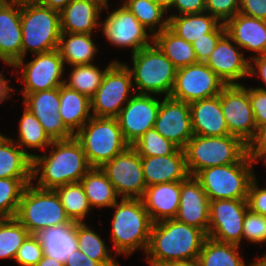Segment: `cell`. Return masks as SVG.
<instances>
[{
    "instance_id": "11a10c76",
    "label": "cell",
    "mask_w": 266,
    "mask_h": 266,
    "mask_svg": "<svg viewBox=\"0 0 266 266\" xmlns=\"http://www.w3.org/2000/svg\"><path fill=\"white\" fill-rule=\"evenodd\" d=\"M64 266H102L98 261L82 253L79 248L73 251L65 260Z\"/></svg>"
},
{
    "instance_id": "94428289",
    "label": "cell",
    "mask_w": 266,
    "mask_h": 266,
    "mask_svg": "<svg viewBox=\"0 0 266 266\" xmlns=\"http://www.w3.org/2000/svg\"><path fill=\"white\" fill-rule=\"evenodd\" d=\"M157 4L162 6L167 12L173 6L174 0H154Z\"/></svg>"
},
{
    "instance_id": "52a82bcc",
    "label": "cell",
    "mask_w": 266,
    "mask_h": 266,
    "mask_svg": "<svg viewBox=\"0 0 266 266\" xmlns=\"http://www.w3.org/2000/svg\"><path fill=\"white\" fill-rule=\"evenodd\" d=\"M190 176L205 168L239 162L247 154V145L238 137L193 135L184 148Z\"/></svg>"
},
{
    "instance_id": "ab89813d",
    "label": "cell",
    "mask_w": 266,
    "mask_h": 266,
    "mask_svg": "<svg viewBox=\"0 0 266 266\" xmlns=\"http://www.w3.org/2000/svg\"><path fill=\"white\" fill-rule=\"evenodd\" d=\"M66 215L76 223L84 222L91 207L80 182L68 183L55 189Z\"/></svg>"
},
{
    "instance_id": "5b68a950",
    "label": "cell",
    "mask_w": 266,
    "mask_h": 266,
    "mask_svg": "<svg viewBox=\"0 0 266 266\" xmlns=\"http://www.w3.org/2000/svg\"><path fill=\"white\" fill-rule=\"evenodd\" d=\"M133 68L129 66L137 94H165L170 97L177 68L153 42L132 54Z\"/></svg>"
},
{
    "instance_id": "91938a15",
    "label": "cell",
    "mask_w": 266,
    "mask_h": 266,
    "mask_svg": "<svg viewBox=\"0 0 266 266\" xmlns=\"http://www.w3.org/2000/svg\"><path fill=\"white\" fill-rule=\"evenodd\" d=\"M161 266H202L198 259L167 263Z\"/></svg>"
},
{
    "instance_id": "836d02e7",
    "label": "cell",
    "mask_w": 266,
    "mask_h": 266,
    "mask_svg": "<svg viewBox=\"0 0 266 266\" xmlns=\"http://www.w3.org/2000/svg\"><path fill=\"white\" fill-rule=\"evenodd\" d=\"M153 42L177 69L198 63L192 43L178 37L169 28L156 33Z\"/></svg>"
},
{
    "instance_id": "603a6c76",
    "label": "cell",
    "mask_w": 266,
    "mask_h": 266,
    "mask_svg": "<svg viewBox=\"0 0 266 266\" xmlns=\"http://www.w3.org/2000/svg\"><path fill=\"white\" fill-rule=\"evenodd\" d=\"M227 35L240 47L261 56L266 54V21L237 13L225 23Z\"/></svg>"
},
{
    "instance_id": "9f6ffc18",
    "label": "cell",
    "mask_w": 266,
    "mask_h": 266,
    "mask_svg": "<svg viewBox=\"0 0 266 266\" xmlns=\"http://www.w3.org/2000/svg\"><path fill=\"white\" fill-rule=\"evenodd\" d=\"M40 4L61 12L72 0H37Z\"/></svg>"
},
{
    "instance_id": "4fadbf2b",
    "label": "cell",
    "mask_w": 266,
    "mask_h": 266,
    "mask_svg": "<svg viewBox=\"0 0 266 266\" xmlns=\"http://www.w3.org/2000/svg\"><path fill=\"white\" fill-rule=\"evenodd\" d=\"M34 59L24 63V58L18 60L12 67L21 69L22 94L50 90L64 84L65 64L59 51L34 54Z\"/></svg>"
},
{
    "instance_id": "db71d44e",
    "label": "cell",
    "mask_w": 266,
    "mask_h": 266,
    "mask_svg": "<svg viewBox=\"0 0 266 266\" xmlns=\"http://www.w3.org/2000/svg\"><path fill=\"white\" fill-rule=\"evenodd\" d=\"M250 70H249V76H257L258 78L260 77L262 79V81L265 83L266 85V54L261 55V56H255L253 58H250ZM254 63L255 66H253ZM257 68V70H256ZM256 88H259L261 90L266 91V87H262V86H257Z\"/></svg>"
},
{
    "instance_id": "8fae6325",
    "label": "cell",
    "mask_w": 266,
    "mask_h": 266,
    "mask_svg": "<svg viewBox=\"0 0 266 266\" xmlns=\"http://www.w3.org/2000/svg\"><path fill=\"white\" fill-rule=\"evenodd\" d=\"M101 169L120 198L141 199L146 189L141 156L133 146L106 162Z\"/></svg>"
},
{
    "instance_id": "e0dca14e",
    "label": "cell",
    "mask_w": 266,
    "mask_h": 266,
    "mask_svg": "<svg viewBox=\"0 0 266 266\" xmlns=\"http://www.w3.org/2000/svg\"><path fill=\"white\" fill-rule=\"evenodd\" d=\"M160 106L159 98L133 94L116 117L125 141L132 146L144 133L154 128Z\"/></svg>"
},
{
    "instance_id": "e7e4bbea",
    "label": "cell",
    "mask_w": 266,
    "mask_h": 266,
    "mask_svg": "<svg viewBox=\"0 0 266 266\" xmlns=\"http://www.w3.org/2000/svg\"><path fill=\"white\" fill-rule=\"evenodd\" d=\"M8 2H19V3H23V2H29V1H34V0H7Z\"/></svg>"
},
{
    "instance_id": "484cf974",
    "label": "cell",
    "mask_w": 266,
    "mask_h": 266,
    "mask_svg": "<svg viewBox=\"0 0 266 266\" xmlns=\"http://www.w3.org/2000/svg\"><path fill=\"white\" fill-rule=\"evenodd\" d=\"M141 200L153 223L174 219L180 204V181L148 186Z\"/></svg>"
},
{
    "instance_id": "8d00e7d4",
    "label": "cell",
    "mask_w": 266,
    "mask_h": 266,
    "mask_svg": "<svg viewBox=\"0 0 266 266\" xmlns=\"http://www.w3.org/2000/svg\"><path fill=\"white\" fill-rule=\"evenodd\" d=\"M76 235L79 250L92 260L98 261L102 266H119L114 255L105 242L91 227L84 222L76 223Z\"/></svg>"
},
{
    "instance_id": "d4e9b609",
    "label": "cell",
    "mask_w": 266,
    "mask_h": 266,
    "mask_svg": "<svg viewBox=\"0 0 266 266\" xmlns=\"http://www.w3.org/2000/svg\"><path fill=\"white\" fill-rule=\"evenodd\" d=\"M192 130L194 135L220 137L230 135L221 108L220 94L190 103Z\"/></svg>"
},
{
    "instance_id": "4dcf8cb0",
    "label": "cell",
    "mask_w": 266,
    "mask_h": 266,
    "mask_svg": "<svg viewBox=\"0 0 266 266\" xmlns=\"http://www.w3.org/2000/svg\"><path fill=\"white\" fill-rule=\"evenodd\" d=\"M92 34L62 32L57 50L64 64L70 66L90 65L98 52Z\"/></svg>"
},
{
    "instance_id": "ee69618b",
    "label": "cell",
    "mask_w": 266,
    "mask_h": 266,
    "mask_svg": "<svg viewBox=\"0 0 266 266\" xmlns=\"http://www.w3.org/2000/svg\"><path fill=\"white\" fill-rule=\"evenodd\" d=\"M243 238L257 244L266 242V216H262L248 209L244 217Z\"/></svg>"
},
{
    "instance_id": "7dc6e473",
    "label": "cell",
    "mask_w": 266,
    "mask_h": 266,
    "mask_svg": "<svg viewBox=\"0 0 266 266\" xmlns=\"http://www.w3.org/2000/svg\"><path fill=\"white\" fill-rule=\"evenodd\" d=\"M205 12L225 23L239 13V0H205Z\"/></svg>"
},
{
    "instance_id": "f6af8a7d",
    "label": "cell",
    "mask_w": 266,
    "mask_h": 266,
    "mask_svg": "<svg viewBox=\"0 0 266 266\" xmlns=\"http://www.w3.org/2000/svg\"><path fill=\"white\" fill-rule=\"evenodd\" d=\"M43 256L42 245L34 235H29L18 249L14 260L20 266H36Z\"/></svg>"
},
{
    "instance_id": "681fc988",
    "label": "cell",
    "mask_w": 266,
    "mask_h": 266,
    "mask_svg": "<svg viewBox=\"0 0 266 266\" xmlns=\"http://www.w3.org/2000/svg\"><path fill=\"white\" fill-rule=\"evenodd\" d=\"M249 100L256 126L259 127L266 124V91L256 87H250Z\"/></svg>"
},
{
    "instance_id": "f1b7e54d",
    "label": "cell",
    "mask_w": 266,
    "mask_h": 266,
    "mask_svg": "<svg viewBox=\"0 0 266 266\" xmlns=\"http://www.w3.org/2000/svg\"><path fill=\"white\" fill-rule=\"evenodd\" d=\"M59 98L60 117L64 126L75 135L92 117L90 99L64 84L59 87Z\"/></svg>"
},
{
    "instance_id": "d6a6232c",
    "label": "cell",
    "mask_w": 266,
    "mask_h": 266,
    "mask_svg": "<svg viewBox=\"0 0 266 266\" xmlns=\"http://www.w3.org/2000/svg\"><path fill=\"white\" fill-rule=\"evenodd\" d=\"M90 207H112L119 196L108 180L105 172L99 167H92L80 180Z\"/></svg>"
},
{
    "instance_id": "03108f58",
    "label": "cell",
    "mask_w": 266,
    "mask_h": 266,
    "mask_svg": "<svg viewBox=\"0 0 266 266\" xmlns=\"http://www.w3.org/2000/svg\"><path fill=\"white\" fill-rule=\"evenodd\" d=\"M7 2V0H0V8L3 7Z\"/></svg>"
},
{
    "instance_id": "6f0895ef",
    "label": "cell",
    "mask_w": 266,
    "mask_h": 266,
    "mask_svg": "<svg viewBox=\"0 0 266 266\" xmlns=\"http://www.w3.org/2000/svg\"><path fill=\"white\" fill-rule=\"evenodd\" d=\"M11 91H14V89L8 85V80L0 71V103H3V101L9 99Z\"/></svg>"
},
{
    "instance_id": "f907efd6",
    "label": "cell",
    "mask_w": 266,
    "mask_h": 266,
    "mask_svg": "<svg viewBox=\"0 0 266 266\" xmlns=\"http://www.w3.org/2000/svg\"><path fill=\"white\" fill-rule=\"evenodd\" d=\"M255 177L249 186L247 203L248 208L255 213L266 216V188H258Z\"/></svg>"
},
{
    "instance_id": "816d5d0a",
    "label": "cell",
    "mask_w": 266,
    "mask_h": 266,
    "mask_svg": "<svg viewBox=\"0 0 266 266\" xmlns=\"http://www.w3.org/2000/svg\"><path fill=\"white\" fill-rule=\"evenodd\" d=\"M239 13L266 21V0H239Z\"/></svg>"
},
{
    "instance_id": "8992f818",
    "label": "cell",
    "mask_w": 266,
    "mask_h": 266,
    "mask_svg": "<svg viewBox=\"0 0 266 266\" xmlns=\"http://www.w3.org/2000/svg\"><path fill=\"white\" fill-rule=\"evenodd\" d=\"M74 137L81 143L91 167L101 168L130 146L122 135L117 118L92 116Z\"/></svg>"
},
{
    "instance_id": "680465c9",
    "label": "cell",
    "mask_w": 266,
    "mask_h": 266,
    "mask_svg": "<svg viewBox=\"0 0 266 266\" xmlns=\"http://www.w3.org/2000/svg\"><path fill=\"white\" fill-rule=\"evenodd\" d=\"M36 266H64V263L58 261L57 259L44 255Z\"/></svg>"
},
{
    "instance_id": "d590c367",
    "label": "cell",
    "mask_w": 266,
    "mask_h": 266,
    "mask_svg": "<svg viewBox=\"0 0 266 266\" xmlns=\"http://www.w3.org/2000/svg\"><path fill=\"white\" fill-rule=\"evenodd\" d=\"M19 136L15 143L31 158L33 159L37 154L28 152V148H41L42 151L49 147L53 140L44 131L41 123L37 117L24 107L23 115L19 121Z\"/></svg>"
},
{
    "instance_id": "cb8c5ba5",
    "label": "cell",
    "mask_w": 266,
    "mask_h": 266,
    "mask_svg": "<svg viewBox=\"0 0 266 266\" xmlns=\"http://www.w3.org/2000/svg\"><path fill=\"white\" fill-rule=\"evenodd\" d=\"M0 57L9 67L22 59V27L19 2H7L0 8Z\"/></svg>"
},
{
    "instance_id": "5bb4252c",
    "label": "cell",
    "mask_w": 266,
    "mask_h": 266,
    "mask_svg": "<svg viewBox=\"0 0 266 266\" xmlns=\"http://www.w3.org/2000/svg\"><path fill=\"white\" fill-rule=\"evenodd\" d=\"M223 115L230 135L246 145L256 132V123L249 100V87L243 84L225 85L220 92Z\"/></svg>"
},
{
    "instance_id": "f5cc1de1",
    "label": "cell",
    "mask_w": 266,
    "mask_h": 266,
    "mask_svg": "<svg viewBox=\"0 0 266 266\" xmlns=\"http://www.w3.org/2000/svg\"><path fill=\"white\" fill-rule=\"evenodd\" d=\"M172 8L180 15L199 14L205 12V0H174Z\"/></svg>"
},
{
    "instance_id": "b9f144b4",
    "label": "cell",
    "mask_w": 266,
    "mask_h": 266,
    "mask_svg": "<svg viewBox=\"0 0 266 266\" xmlns=\"http://www.w3.org/2000/svg\"><path fill=\"white\" fill-rule=\"evenodd\" d=\"M32 178H0V219L16 216L19 202Z\"/></svg>"
},
{
    "instance_id": "4316f807",
    "label": "cell",
    "mask_w": 266,
    "mask_h": 266,
    "mask_svg": "<svg viewBox=\"0 0 266 266\" xmlns=\"http://www.w3.org/2000/svg\"><path fill=\"white\" fill-rule=\"evenodd\" d=\"M103 9L91 0H72L60 12L61 31L93 34V29L101 27L98 20Z\"/></svg>"
},
{
    "instance_id": "003e7915",
    "label": "cell",
    "mask_w": 266,
    "mask_h": 266,
    "mask_svg": "<svg viewBox=\"0 0 266 266\" xmlns=\"http://www.w3.org/2000/svg\"><path fill=\"white\" fill-rule=\"evenodd\" d=\"M264 163L266 164V155L262 158Z\"/></svg>"
},
{
    "instance_id": "44dd1931",
    "label": "cell",
    "mask_w": 266,
    "mask_h": 266,
    "mask_svg": "<svg viewBox=\"0 0 266 266\" xmlns=\"http://www.w3.org/2000/svg\"><path fill=\"white\" fill-rule=\"evenodd\" d=\"M209 208L210 200L194 176L180 181V204L175 217L177 221L201 229L207 235Z\"/></svg>"
},
{
    "instance_id": "c3c4849f",
    "label": "cell",
    "mask_w": 266,
    "mask_h": 266,
    "mask_svg": "<svg viewBox=\"0 0 266 266\" xmlns=\"http://www.w3.org/2000/svg\"><path fill=\"white\" fill-rule=\"evenodd\" d=\"M266 155V124L256 128L253 138L247 143V156L254 162Z\"/></svg>"
},
{
    "instance_id": "277c9868",
    "label": "cell",
    "mask_w": 266,
    "mask_h": 266,
    "mask_svg": "<svg viewBox=\"0 0 266 266\" xmlns=\"http://www.w3.org/2000/svg\"><path fill=\"white\" fill-rule=\"evenodd\" d=\"M22 58L29 51L46 53L58 48L61 36L60 12L37 0L20 3Z\"/></svg>"
},
{
    "instance_id": "6125c7cd",
    "label": "cell",
    "mask_w": 266,
    "mask_h": 266,
    "mask_svg": "<svg viewBox=\"0 0 266 266\" xmlns=\"http://www.w3.org/2000/svg\"><path fill=\"white\" fill-rule=\"evenodd\" d=\"M252 266H266V254H264L262 257H258L256 261L251 262Z\"/></svg>"
},
{
    "instance_id": "2e32d148",
    "label": "cell",
    "mask_w": 266,
    "mask_h": 266,
    "mask_svg": "<svg viewBox=\"0 0 266 266\" xmlns=\"http://www.w3.org/2000/svg\"><path fill=\"white\" fill-rule=\"evenodd\" d=\"M101 22L102 32L113 46L132 48V54L153 43L154 36L123 4ZM151 43H150V40Z\"/></svg>"
},
{
    "instance_id": "83f0119b",
    "label": "cell",
    "mask_w": 266,
    "mask_h": 266,
    "mask_svg": "<svg viewBox=\"0 0 266 266\" xmlns=\"http://www.w3.org/2000/svg\"><path fill=\"white\" fill-rule=\"evenodd\" d=\"M42 245L44 255L65 263L66 258L78 249L76 223H65L42 229L34 234Z\"/></svg>"
},
{
    "instance_id": "60d3db41",
    "label": "cell",
    "mask_w": 266,
    "mask_h": 266,
    "mask_svg": "<svg viewBox=\"0 0 266 266\" xmlns=\"http://www.w3.org/2000/svg\"><path fill=\"white\" fill-rule=\"evenodd\" d=\"M29 235L27 229L15 217L0 219V259H14Z\"/></svg>"
},
{
    "instance_id": "ffe728a7",
    "label": "cell",
    "mask_w": 266,
    "mask_h": 266,
    "mask_svg": "<svg viewBox=\"0 0 266 266\" xmlns=\"http://www.w3.org/2000/svg\"><path fill=\"white\" fill-rule=\"evenodd\" d=\"M239 48L225 33L205 63L226 85L241 84L237 81L249 77L250 60L244 57Z\"/></svg>"
},
{
    "instance_id": "9a60e30c",
    "label": "cell",
    "mask_w": 266,
    "mask_h": 266,
    "mask_svg": "<svg viewBox=\"0 0 266 266\" xmlns=\"http://www.w3.org/2000/svg\"><path fill=\"white\" fill-rule=\"evenodd\" d=\"M248 209L247 199L210 201L207 237L222 243L240 245Z\"/></svg>"
},
{
    "instance_id": "e575fe53",
    "label": "cell",
    "mask_w": 266,
    "mask_h": 266,
    "mask_svg": "<svg viewBox=\"0 0 266 266\" xmlns=\"http://www.w3.org/2000/svg\"><path fill=\"white\" fill-rule=\"evenodd\" d=\"M239 246L222 243L207 237L198 256L202 266H252L246 265L239 254Z\"/></svg>"
},
{
    "instance_id": "7402d4cb",
    "label": "cell",
    "mask_w": 266,
    "mask_h": 266,
    "mask_svg": "<svg viewBox=\"0 0 266 266\" xmlns=\"http://www.w3.org/2000/svg\"><path fill=\"white\" fill-rule=\"evenodd\" d=\"M141 162L147 187L184 181L190 176L186 154L182 148H178L172 155L167 156H141Z\"/></svg>"
},
{
    "instance_id": "7c38bea8",
    "label": "cell",
    "mask_w": 266,
    "mask_h": 266,
    "mask_svg": "<svg viewBox=\"0 0 266 266\" xmlns=\"http://www.w3.org/2000/svg\"><path fill=\"white\" fill-rule=\"evenodd\" d=\"M225 85L205 63H196L177 69L170 97L190 104L218 96Z\"/></svg>"
},
{
    "instance_id": "ba28073f",
    "label": "cell",
    "mask_w": 266,
    "mask_h": 266,
    "mask_svg": "<svg viewBox=\"0 0 266 266\" xmlns=\"http://www.w3.org/2000/svg\"><path fill=\"white\" fill-rule=\"evenodd\" d=\"M15 218L30 235L51 226L76 223L66 215L55 190H45L30 183L23 191Z\"/></svg>"
},
{
    "instance_id": "d6986e66",
    "label": "cell",
    "mask_w": 266,
    "mask_h": 266,
    "mask_svg": "<svg viewBox=\"0 0 266 266\" xmlns=\"http://www.w3.org/2000/svg\"><path fill=\"white\" fill-rule=\"evenodd\" d=\"M24 107L34 114L52 140H66L74 135L64 126L59 114V87L23 94Z\"/></svg>"
},
{
    "instance_id": "30bf717a",
    "label": "cell",
    "mask_w": 266,
    "mask_h": 266,
    "mask_svg": "<svg viewBox=\"0 0 266 266\" xmlns=\"http://www.w3.org/2000/svg\"><path fill=\"white\" fill-rule=\"evenodd\" d=\"M132 87L134 86L129 67L119 60L115 61L107 69L100 87L90 99L92 116L116 118L131 99L129 94H135Z\"/></svg>"
},
{
    "instance_id": "6da1fadb",
    "label": "cell",
    "mask_w": 266,
    "mask_h": 266,
    "mask_svg": "<svg viewBox=\"0 0 266 266\" xmlns=\"http://www.w3.org/2000/svg\"><path fill=\"white\" fill-rule=\"evenodd\" d=\"M49 154L36 155L32 159V180L39 176L36 187L55 190L68 183L80 182L92 168L81 143L75 138L53 140ZM41 171V172H40Z\"/></svg>"
},
{
    "instance_id": "7a4b0ae2",
    "label": "cell",
    "mask_w": 266,
    "mask_h": 266,
    "mask_svg": "<svg viewBox=\"0 0 266 266\" xmlns=\"http://www.w3.org/2000/svg\"><path fill=\"white\" fill-rule=\"evenodd\" d=\"M207 235L174 219L154 222L151 227L146 261L150 266L198 259Z\"/></svg>"
},
{
    "instance_id": "74e56055",
    "label": "cell",
    "mask_w": 266,
    "mask_h": 266,
    "mask_svg": "<svg viewBox=\"0 0 266 266\" xmlns=\"http://www.w3.org/2000/svg\"><path fill=\"white\" fill-rule=\"evenodd\" d=\"M122 4L153 36L168 28L169 18L164 16L167 11L154 0H125Z\"/></svg>"
},
{
    "instance_id": "ac0fdd59",
    "label": "cell",
    "mask_w": 266,
    "mask_h": 266,
    "mask_svg": "<svg viewBox=\"0 0 266 266\" xmlns=\"http://www.w3.org/2000/svg\"><path fill=\"white\" fill-rule=\"evenodd\" d=\"M154 128L160 135L184 149L194 135L190 105L171 97H164L160 101Z\"/></svg>"
},
{
    "instance_id": "f546056e",
    "label": "cell",
    "mask_w": 266,
    "mask_h": 266,
    "mask_svg": "<svg viewBox=\"0 0 266 266\" xmlns=\"http://www.w3.org/2000/svg\"><path fill=\"white\" fill-rule=\"evenodd\" d=\"M168 28L178 37L192 43L212 33L221 22L207 12L199 14L169 15Z\"/></svg>"
},
{
    "instance_id": "7bdbcfd3",
    "label": "cell",
    "mask_w": 266,
    "mask_h": 266,
    "mask_svg": "<svg viewBox=\"0 0 266 266\" xmlns=\"http://www.w3.org/2000/svg\"><path fill=\"white\" fill-rule=\"evenodd\" d=\"M140 156L172 155L179 147L160 135L155 128L144 133L133 145Z\"/></svg>"
},
{
    "instance_id": "f35d334b",
    "label": "cell",
    "mask_w": 266,
    "mask_h": 266,
    "mask_svg": "<svg viewBox=\"0 0 266 266\" xmlns=\"http://www.w3.org/2000/svg\"><path fill=\"white\" fill-rule=\"evenodd\" d=\"M115 61L117 60L109 63L103 71L94 64L71 66L72 71L70 72L68 80H64V85L91 99L100 87L107 69Z\"/></svg>"
},
{
    "instance_id": "be15d7a7",
    "label": "cell",
    "mask_w": 266,
    "mask_h": 266,
    "mask_svg": "<svg viewBox=\"0 0 266 266\" xmlns=\"http://www.w3.org/2000/svg\"><path fill=\"white\" fill-rule=\"evenodd\" d=\"M91 1L96 2L97 4H99L104 9H108L109 5H110V4H108V0H91Z\"/></svg>"
},
{
    "instance_id": "9c48e42d",
    "label": "cell",
    "mask_w": 266,
    "mask_h": 266,
    "mask_svg": "<svg viewBox=\"0 0 266 266\" xmlns=\"http://www.w3.org/2000/svg\"><path fill=\"white\" fill-rule=\"evenodd\" d=\"M253 163L246 154L237 163L208 167L194 177L200 182L210 201L247 199L250 183L256 177Z\"/></svg>"
},
{
    "instance_id": "bcb514c9",
    "label": "cell",
    "mask_w": 266,
    "mask_h": 266,
    "mask_svg": "<svg viewBox=\"0 0 266 266\" xmlns=\"http://www.w3.org/2000/svg\"><path fill=\"white\" fill-rule=\"evenodd\" d=\"M225 33V25L221 23L212 33L205 34V37L192 42L198 63L207 62L215 50L217 42Z\"/></svg>"
},
{
    "instance_id": "1f68e13d",
    "label": "cell",
    "mask_w": 266,
    "mask_h": 266,
    "mask_svg": "<svg viewBox=\"0 0 266 266\" xmlns=\"http://www.w3.org/2000/svg\"><path fill=\"white\" fill-rule=\"evenodd\" d=\"M0 178H32V159L0 133Z\"/></svg>"
},
{
    "instance_id": "3957f363",
    "label": "cell",
    "mask_w": 266,
    "mask_h": 266,
    "mask_svg": "<svg viewBox=\"0 0 266 266\" xmlns=\"http://www.w3.org/2000/svg\"><path fill=\"white\" fill-rule=\"evenodd\" d=\"M112 208L111 236L116 255L129 256L137 249L146 252L153 222L142 200L122 198Z\"/></svg>"
}]
</instances>
